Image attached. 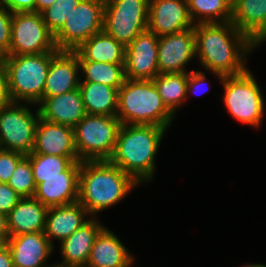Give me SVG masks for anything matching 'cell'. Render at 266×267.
I'll list each match as a JSON object with an SVG mask.
<instances>
[{
  "label": "cell",
  "instance_id": "obj_1",
  "mask_svg": "<svg viewBox=\"0 0 266 267\" xmlns=\"http://www.w3.org/2000/svg\"><path fill=\"white\" fill-rule=\"evenodd\" d=\"M194 33L199 65L220 82L224 76L244 73L248 55L258 48L232 22L195 24Z\"/></svg>",
  "mask_w": 266,
  "mask_h": 267
},
{
  "label": "cell",
  "instance_id": "obj_2",
  "mask_svg": "<svg viewBox=\"0 0 266 267\" xmlns=\"http://www.w3.org/2000/svg\"><path fill=\"white\" fill-rule=\"evenodd\" d=\"M166 130L156 125L121 124L109 161L139 185L151 182L155 173V158Z\"/></svg>",
  "mask_w": 266,
  "mask_h": 267
},
{
  "label": "cell",
  "instance_id": "obj_3",
  "mask_svg": "<svg viewBox=\"0 0 266 267\" xmlns=\"http://www.w3.org/2000/svg\"><path fill=\"white\" fill-rule=\"evenodd\" d=\"M138 183L109 160L81 161L79 197L91 217L123 200Z\"/></svg>",
  "mask_w": 266,
  "mask_h": 267
},
{
  "label": "cell",
  "instance_id": "obj_4",
  "mask_svg": "<svg viewBox=\"0 0 266 267\" xmlns=\"http://www.w3.org/2000/svg\"><path fill=\"white\" fill-rule=\"evenodd\" d=\"M116 116L121 124L171 127L175 115L163 103L153 80L126 78L118 91Z\"/></svg>",
  "mask_w": 266,
  "mask_h": 267
},
{
  "label": "cell",
  "instance_id": "obj_5",
  "mask_svg": "<svg viewBox=\"0 0 266 267\" xmlns=\"http://www.w3.org/2000/svg\"><path fill=\"white\" fill-rule=\"evenodd\" d=\"M57 52L3 56L12 102L33 103L36 108L43 98L51 59Z\"/></svg>",
  "mask_w": 266,
  "mask_h": 267
},
{
  "label": "cell",
  "instance_id": "obj_6",
  "mask_svg": "<svg viewBox=\"0 0 266 267\" xmlns=\"http://www.w3.org/2000/svg\"><path fill=\"white\" fill-rule=\"evenodd\" d=\"M121 122L116 115L87 114L73 129L79 161L109 160Z\"/></svg>",
  "mask_w": 266,
  "mask_h": 267
},
{
  "label": "cell",
  "instance_id": "obj_7",
  "mask_svg": "<svg viewBox=\"0 0 266 267\" xmlns=\"http://www.w3.org/2000/svg\"><path fill=\"white\" fill-rule=\"evenodd\" d=\"M221 83L227 112L238 122L259 129L264 118L265 101L252 72L247 69L240 75L224 76Z\"/></svg>",
  "mask_w": 266,
  "mask_h": 267
},
{
  "label": "cell",
  "instance_id": "obj_8",
  "mask_svg": "<svg viewBox=\"0 0 266 267\" xmlns=\"http://www.w3.org/2000/svg\"><path fill=\"white\" fill-rule=\"evenodd\" d=\"M33 103L11 102L0 107V148L30 154L35 142L39 109L32 113Z\"/></svg>",
  "mask_w": 266,
  "mask_h": 267
},
{
  "label": "cell",
  "instance_id": "obj_9",
  "mask_svg": "<svg viewBox=\"0 0 266 267\" xmlns=\"http://www.w3.org/2000/svg\"><path fill=\"white\" fill-rule=\"evenodd\" d=\"M149 0H109L104 5L103 30L128 46L148 29Z\"/></svg>",
  "mask_w": 266,
  "mask_h": 267
},
{
  "label": "cell",
  "instance_id": "obj_10",
  "mask_svg": "<svg viewBox=\"0 0 266 267\" xmlns=\"http://www.w3.org/2000/svg\"><path fill=\"white\" fill-rule=\"evenodd\" d=\"M104 5L100 0H80L63 26L53 35L58 50L74 51L103 30Z\"/></svg>",
  "mask_w": 266,
  "mask_h": 267
},
{
  "label": "cell",
  "instance_id": "obj_11",
  "mask_svg": "<svg viewBox=\"0 0 266 267\" xmlns=\"http://www.w3.org/2000/svg\"><path fill=\"white\" fill-rule=\"evenodd\" d=\"M52 51L59 50L41 13H12L11 45L7 55L42 54Z\"/></svg>",
  "mask_w": 266,
  "mask_h": 267
},
{
  "label": "cell",
  "instance_id": "obj_12",
  "mask_svg": "<svg viewBox=\"0 0 266 267\" xmlns=\"http://www.w3.org/2000/svg\"><path fill=\"white\" fill-rule=\"evenodd\" d=\"M158 41L159 37L146 29L126 46L125 78L153 80L159 74Z\"/></svg>",
  "mask_w": 266,
  "mask_h": 267
},
{
  "label": "cell",
  "instance_id": "obj_13",
  "mask_svg": "<svg viewBox=\"0 0 266 267\" xmlns=\"http://www.w3.org/2000/svg\"><path fill=\"white\" fill-rule=\"evenodd\" d=\"M194 57L196 58L194 28L159 37V73H188L186 65Z\"/></svg>",
  "mask_w": 266,
  "mask_h": 267
},
{
  "label": "cell",
  "instance_id": "obj_14",
  "mask_svg": "<svg viewBox=\"0 0 266 267\" xmlns=\"http://www.w3.org/2000/svg\"><path fill=\"white\" fill-rule=\"evenodd\" d=\"M186 0H149L148 29L158 37L194 28Z\"/></svg>",
  "mask_w": 266,
  "mask_h": 267
},
{
  "label": "cell",
  "instance_id": "obj_15",
  "mask_svg": "<svg viewBox=\"0 0 266 267\" xmlns=\"http://www.w3.org/2000/svg\"><path fill=\"white\" fill-rule=\"evenodd\" d=\"M80 167L81 162H73L64 177L40 178L34 197L48 208L78 202Z\"/></svg>",
  "mask_w": 266,
  "mask_h": 267
},
{
  "label": "cell",
  "instance_id": "obj_16",
  "mask_svg": "<svg viewBox=\"0 0 266 267\" xmlns=\"http://www.w3.org/2000/svg\"><path fill=\"white\" fill-rule=\"evenodd\" d=\"M80 67L75 51L59 50L51 59L45 80L43 98L74 91L80 85Z\"/></svg>",
  "mask_w": 266,
  "mask_h": 267
},
{
  "label": "cell",
  "instance_id": "obj_17",
  "mask_svg": "<svg viewBox=\"0 0 266 267\" xmlns=\"http://www.w3.org/2000/svg\"><path fill=\"white\" fill-rule=\"evenodd\" d=\"M5 244L10 250L14 267H47L46 261L55 247L44 232L12 236Z\"/></svg>",
  "mask_w": 266,
  "mask_h": 267
},
{
  "label": "cell",
  "instance_id": "obj_18",
  "mask_svg": "<svg viewBox=\"0 0 266 267\" xmlns=\"http://www.w3.org/2000/svg\"><path fill=\"white\" fill-rule=\"evenodd\" d=\"M30 154L78 157L73 127L53 123L40 117L36 126L33 151Z\"/></svg>",
  "mask_w": 266,
  "mask_h": 267
},
{
  "label": "cell",
  "instance_id": "obj_19",
  "mask_svg": "<svg viewBox=\"0 0 266 267\" xmlns=\"http://www.w3.org/2000/svg\"><path fill=\"white\" fill-rule=\"evenodd\" d=\"M36 106L41 118L73 128L87 115L79 88L65 94L42 98Z\"/></svg>",
  "mask_w": 266,
  "mask_h": 267
},
{
  "label": "cell",
  "instance_id": "obj_20",
  "mask_svg": "<svg viewBox=\"0 0 266 267\" xmlns=\"http://www.w3.org/2000/svg\"><path fill=\"white\" fill-rule=\"evenodd\" d=\"M232 24L257 47L266 42V0H232Z\"/></svg>",
  "mask_w": 266,
  "mask_h": 267
},
{
  "label": "cell",
  "instance_id": "obj_21",
  "mask_svg": "<svg viewBox=\"0 0 266 267\" xmlns=\"http://www.w3.org/2000/svg\"><path fill=\"white\" fill-rule=\"evenodd\" d=\"M89 219H91L90 214L79 202L65 206L49 207L46 214L44 234L52 244H54L53 240L61 242L81 228Z\"/></svg>",
  "mask_w": 266,
  "mask_h": 267
},
{
  "label": "cell",
  "instance_id": "obj_22",
  "mask_svg": "<svg viewBox=\"0 0 266 267\" xmlns=\"http://www.w3.org/2000/svg\"><path fill=\"white\" fill-rule=\"evenodd\" d=\"M105 226L96 217L77 229L70 237L60 242V264L73 267H86L91 249L99 232Z\"/></svg>",
  "mask_w": 266,
  "mask_h": 267
},
{
  "label": "cell",
  "instance_id": "obj_23",
  "mask_svg": "<svg viewBox=\"0 0 266 267\" xmlns=\"http://www.w3.org/2000/svg\"><path fill=\"white\" fill-rule=\"evenodd\" d=\"M134 256L107 227L95 239L86 267H132Z\"/></svg>",
  "mask_w": 266,
  "mask_h": 267
},
{
  "label": "cell",
  "instance_id": "obj_24",
  "mask_svg": "<svg viewBox=\"0 0 266 267\" xmlns=\"http://www.w3.org/2000/svg\"><path fill=\"white\" fill-rule=\"evenodd\" d=\"M48 207L35 197H23L8 214L10 237L44 232Z\"/></svg>",
  "mask_w": 266,
  "mask_h": 267
},
{
  "label": "cell",
  "instance_id": "obj_25",
  "mask_svg": "<svg viewBox=\"0 0 266 267\" xmlns=\"http://www.w3.org/2000/svg\"><path fill=\"white\" fill-rule=\"evenodd\" d=\"M74 51L78 55V60L125 64L126 47L104 30L84 41Z\"/></svg>",
  "mask_w": 266,
  "mask_h": 267
},
{
  "label": "cell",
  "instance_id": "obj_26",
  "mask_svg": "<svg viewBox=\"0 0 266 267\" xmlns=\"http://www.w3.org/2000/svg\"><path fill=\"white\" fill-rule=\"evenodd\" d=\"M79 89L86 114L116 115L119 88L96 82H80Z\"/></svg>",
  "mask_w": 266,
  "mask_h": 267
},
{
  "label": "cell",
  "instance_id": "obj_27",
  "mask_svg": "<svg viewBox=\"0 0 266 267\" xmlns=\"http://www.w3.org/2000/svg\"><path fill=\"white\" fill-rule=\"evenodd\" d=\"M166 107L176 115L187 101L188 73H159L153 79Z\"/></svg>",
  "mask_w": 266,
  "mask_h": 267
},
{
  "label": "cell",
  "instance_id": "obj_28",
  "mask_svg": "<svg viewBox=\"0 0 266 267\" xmlns=\"http://www.w3.org/2000/svg\"><path fill=\"white\" fill-rule=\"evenodd\" d=\"M80 67V82H96L120 88L125 78V64H112L90 60H78Z\"/></svg>",
  "mask_w": 266,
  "mask_h": 267
},
{
  "label": "cell",
  "instance_id": "obj_29",
  "mask_svg": "<svg viewBox=\"0 0 266 267\" xmlns=\"http://www.w3.org/2000/svg\"><path fill=\"white\" fill-rule=\"evenodd\" d=\"M194 24L225 23L232 19V0H186Z\"/></svg>",
  "mask_w": 266,
  "mask_h": 267
},
{
  "label": "cell",
  "instance_id": "obj_30",
  "mask_svg": "<svg viewBox=\"0 0 266 267\" xmlns=\"http://www.w3.org/2000/svg\"><path fill=\"white\" fill-rule=\"evenodd\" d=\"M36 186L40 178L64 177V171L73 163L81 162L78 157L57 155L28 154Z\"/></svg>",
  "mask_w": 266,
  "mask_h": 267
},
{
  "label": "cell",
  "instance_id": "obj_31",
  "mask_svg": "<svg viewBox=\"0 0 266 267\" xmlns=\"http://www.w3.org/2000/svg\"><path fill=\"white\" fill-rule=\"evenodd\" d=\"M7 184L22 198L34 197L36 184L30 160L26 156L17 164Z\"/></svg>",
  "mask_w": 266,
  "mask_h": 267
},
{
  "label": "cell",
  "instance_id": "obj_32",
  "mask_svg": "<svg viewBox=\"0 0 266 267\" xmlns=\"http://www.w3.org/2000/svg\"><path fill=\"white\" fill-rule=\"evenodd\" d=\"M80 0H56L41 12L48 30L54 35L76 8Z\"/></svg>",
  "mask_w": 266,
  "mask_h": 267
},
{
  "label": "cell",
  "instance_id": "obj_33",
  "mask_svg": "<svg viewBox=\"0 0 266 267\" xmlns=\"http://www.w3.org/2000/svg\"><path fill=\"white\" fill-rule=\"evenodd\" d=\"M26 155L17 151L3 150L0 148V183H8L17 164Z\"/></svg>",
  "mask_w": 266,
  "mask_h": 267
},
{
  "label": "cell",
  "instance_id": "obj_34",
  "mask_svg": "<svg viewBox=\"0 0 266 267\" xmlns=\"http://www.w3.org/2000/svg\"><path fill=\"white\" fill-rule=\"evenodd\" d=\"M12 12L0 2V57L9 53L11 45Z\"/></svg>",
  "mask_w": 266,
  "mask_h": 267
},
{
  "label": "cell",
  "instance_id": "obj_35",
  "mask_svg": "<svg viewBox=\"0 0 266 267\" xmlns=\"http://www.w3.org/2000/svg\"><path fill=\"white\" fill-rule=\"evenodd\" d=\"M21 198L7 183H0V212L8 215Z\"/></svg>",
  "mask_w": 266,
  "mask_h": 267
},
{
  "label": "cell",
  "instance_id": "obj_36",
  "mask_svg": "<svg viewBox=\"0 0 266 267\" xmlns=\"http://www.w3.org/2000/svg\"><path fill=\"white\" fill-rule=\"evenodd\" d=\"M207 79L208 78L206 77V73H204L203 71L192 70L191 72H188V84H187V91H186L187 97L186 98L187 99L189 98L188 96L190 93L199 94L198 92H200L203 88H205L206 81L210 82V80H207Z\"/></svg>",
  "mask_w": 266,
  "mask_h": 267
},
{
  "label": "cell",
  "instance_id": "obj_37",
  "mask_svg": "<svg viewBox=\"0 0 266 267\" xmlns=\"http://www.w3.org/2000/svg\"><path fill=\"white\" fill-rule=\"evenodd\" d=\"M8 89V74L3 57H0V107L11 103Z\"/></svg>",
  "mask_w": 266,
  "mask_h": 267
},
{
  "label": "cell",
  "instance_id": "obj_38",
  "mask_svg": "<svg viewBox=\"0 0 266 267\" xmlns=\"http://www.w3.org/2000/svg\"><path fill=\"white\" fill-rule=\"evenodd\" d=\"M12 13L35 12V0H0Z\"/></svg>",
  "mask_w": 266,
  "mask_h": 267
},
{
  "label": "cell",
  "instance_id": "obj_39",
  "mask_svg": "<svg viewBox=\"0 0 266 267\" xmlns=\"http://www.w3.org/2000/svg\"><path fill=\"white\" fill-rule=\"evenodd\" d=\"M10 238L8 215L0 212V244H5Z\"/></svg>",
  "mask_w": 266,
  "mask_h": 267
},
{
  "label": "cell",
  "instance_id": "obj_40",
  "mask_svg": "<svg viewBox=\"0 0 266 267\" xmlns=\"http://www.w3.org/2000/svg\"><path fill=\"white\" fill-rule=\"evenodd\" d=\"M0 267H14L10 250L6 244H0Z\"/></svg>",
  "mask_w": 266,
  "mask_h": 267
},
{
  "label": "cell",
  "instance_id": "obj_41",
  "mask_svg": "<svg viewBox=\"0 0 266 267\" xmlns=\"http://www.w3.org/2000/svg\"><path fill=\"white\" fill-rule=\"evenodd\" d=\"M56 0H35V12L41 13L47 7L54 4Z\"/></svg>",
  "mask_w": 266,
  "mask_h": 267
},
{
  "label": "cell",
  "instance_id": "obj_42",
  "mask_svg": "<svg viewBox=\"0 0 266 267\" xmlns=\"http://www.w3.org/2000/svg\"><path fill=\"white\" fill-rule=\"evenodd\" d=\"M242 267H266V265H263V264H245L244 266H242Z\"/></svg>",
  "mask_w": 266,
  "mask_h": 267
},
{
  "label": "cell",
  "instance_id": "obj_43",
  "mask_svg": "<svg viewBox=\"0 0 266 267\" xmlns=\"http://www.w3.org/2000/svg\"><path fill=\"white\" fill-rule=\"evenodd\" d=\"M47 267H73V266H67V265H62V264H60L59 262H58V264L57 263H55V265L53 264H49V266H47Z\"/></svg>",
  "mask_w": 266,
  "mask_h": 267
},
{
  "label": "cell",
  "instance_id": "obj_44",
  "mask_svg": "<svg viewBox=\"0 0 266 267\" xmlns=\"http://www.w3.org/2000/svg\"><path fill=\"white\" fill-rule=\"evenodd\" d=\"M100 1H102V2H104V3H105V2H108L109 0H100Z\"/></svg>",
  "mask_w": 266,
  "mask_h": 267
}]
</instances>
